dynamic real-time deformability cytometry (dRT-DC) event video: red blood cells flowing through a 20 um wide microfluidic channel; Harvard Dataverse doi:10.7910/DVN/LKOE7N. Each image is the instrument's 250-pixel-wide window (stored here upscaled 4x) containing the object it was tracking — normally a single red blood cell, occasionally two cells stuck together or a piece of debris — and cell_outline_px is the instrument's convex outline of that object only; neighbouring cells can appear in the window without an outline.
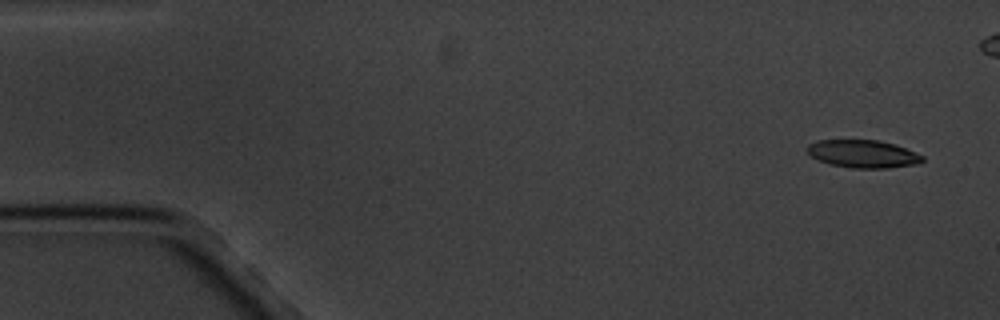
{"species": "common noctule bat (a hibernating species)", "species_latin": "Nyctalus noctula", "temperature_condition": "cold", "stored_images_in_passage": 6, "camera_frame_rate_fps": 3000, "um_per_image_px": 0.085, "animal": {"sex": "male", "body_mass_g": 20.1, "forearm_length_mm": 53.5}, "frame": {"image": 1, "passage_image": 1, "time_ms": 0.0, "image_size_px": [1000, 320], "cell_outline_px": [[924, 160], [916, 164], [888, 168], [852, 168], [828, 164], [812, 156], [808, 152], [808, 144], [816, 140], [880, 140], [896, 144], [924, 156]], "centroid_in_image_um": [73.37, 13.07], "position_along_channel_um": 11.6, "area_um2": 18.67}}